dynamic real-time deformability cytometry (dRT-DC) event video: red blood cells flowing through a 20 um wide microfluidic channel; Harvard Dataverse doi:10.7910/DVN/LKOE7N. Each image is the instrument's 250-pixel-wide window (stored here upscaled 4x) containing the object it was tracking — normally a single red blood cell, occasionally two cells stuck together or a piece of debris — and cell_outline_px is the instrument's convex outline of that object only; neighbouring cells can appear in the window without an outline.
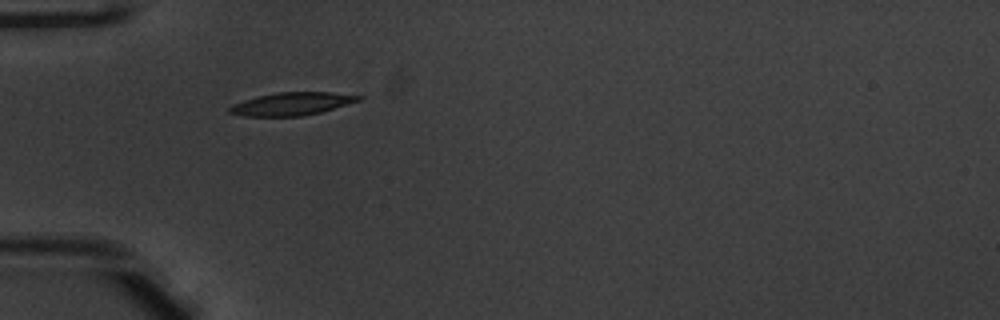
{"species": "common noctule bat (a hibernating species)", "species_latin": "Nyctalus noctula", "temperature_condition": "warm", "stored_images_in_passage": 36, "camera_frame_rate_fps": 3000, "um_per_image_px": 0.085, "animal": {"sex": "male", "body_mass_g": 20.1, "forearm_length_mm": 53.5}, "frame": {"image": 1, "passage_image": 1, "time_ms": 0.0, "image_size_px": [1000, 320], "cell_outline_px": [[364, 96], [360, 100], [320, 112], [300, 116], [244, 116], [228, 112], [228, 108], [232, 104], [244, 100], [276, 92], [332, 92]], "centroid_in_image_um": [24.79, 8.82], "position_along_channel_um": 60.2, "area_um2": 16.99}}
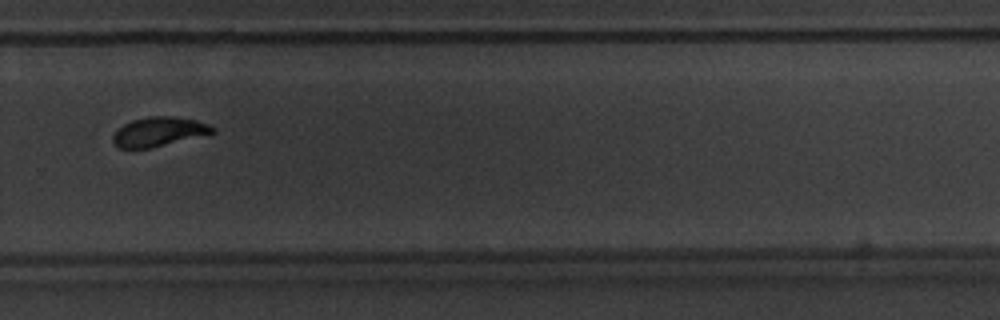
{"frame": {"image": 2, "passage_image": 21, "time_ms": 6.667, "image_size_px": [1000, 320], "cell_outline_px": [[216, 132], [148, 148], [120, 148], [112, 140], [112, 136], [116, 128], [132, 120], [148, 116], [172, 116], [196, 120], [208, 124], [216, 128]], "centroid_in_image_um": [13.47, 11.17], "position_along_channel_um": 316.3, "area_um2": 16.82}}
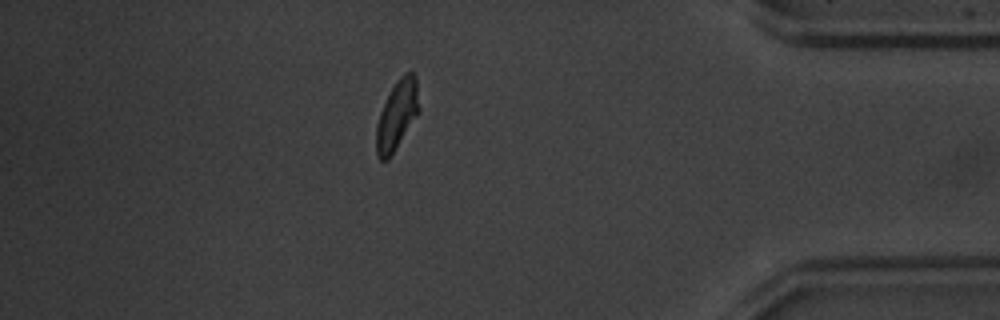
{"frame": {"image": 3, "passage_image": 30, "time_ms": 9.667, "image_size_px": [1000, 320], "cell_outline_px": [[420, 112], [388, 160], [380, 160], [376, 156], [376, 124], [380, 112], [396, 80], [404, 72], [412, 72], [416, 76], [420, 108]], "centroid_in_image_um": [33.76, 9.78], "position_along_channel_um": 401.4, "area_um2": 17.4}, "authors_computed_cell_mechanics": {"area_um2": 17.4267, "velocity_mm_per_s": 3.916, "shape_relaxation_time_tau1_ms": 2.3436, "shape_relaxation_time_tau2_ms": 1.2277, "deformation_change_tau1": 0.141, "deformation_change_tau2": 0.0589}}